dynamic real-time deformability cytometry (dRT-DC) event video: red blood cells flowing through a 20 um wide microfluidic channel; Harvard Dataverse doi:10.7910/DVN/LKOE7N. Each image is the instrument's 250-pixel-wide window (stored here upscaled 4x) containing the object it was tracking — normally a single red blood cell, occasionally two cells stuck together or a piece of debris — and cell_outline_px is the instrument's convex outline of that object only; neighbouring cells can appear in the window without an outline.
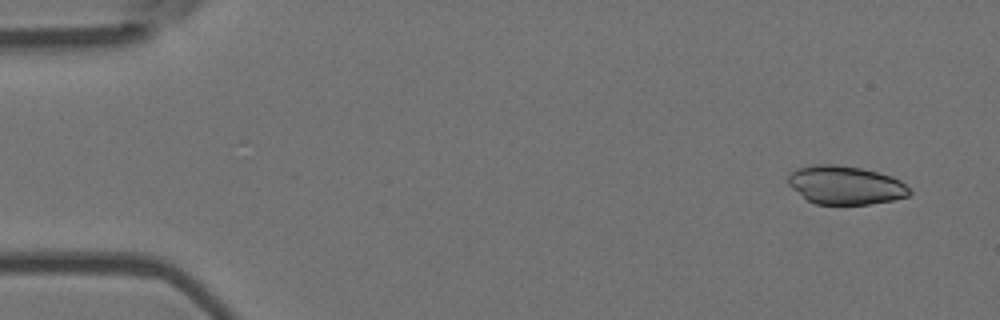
{"species": "Egyptian fruit bat (a non-hibernating species)", "species_latin": "Rousettus aegyptiacus", "temperature_condition": "room temperature", "stored_images_in_passage": 5, "camera_frame_rate_fps": 3000, "um_per_image_px": 0.085, "animal": {"sex": "female"}, "frame": {"image": 1, "passage_image": 1, "time_ms": 0.0, "image_size_px": [1000, 320], "cell_outline_px": [[912, 192], [908, 196], [892, 200], [868, 204], [816, 204], [808, 200], [792, 188], [788, 184], [788, 176], [796, 168], [812, 164], [836, 164], [860, 168], [892, 176], [900, 180], [912, 188]], "centroid_in_image_um": [71.88, 15.73], "position_along_channel_um": 13.1, "area_um2": 27.28}}
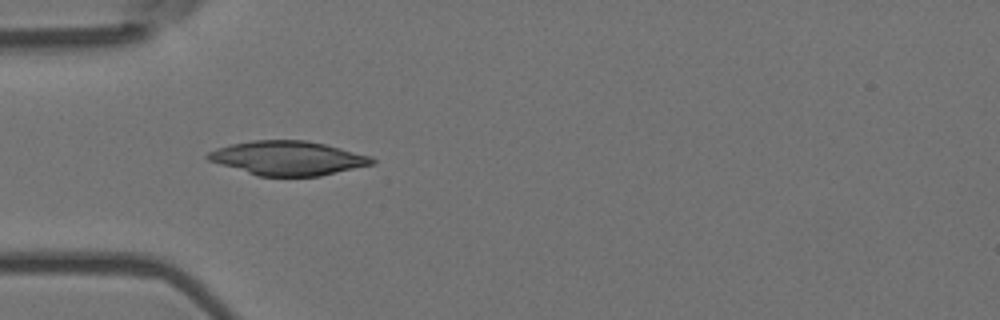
{"frame": {"image": 2, "passage_image": 4, "time_ms": 1.0, "image_size_px": [1000, 320], "cell_outline_px": [[376, 164], [320, 176], [256, 176], [208, 160], [204, 156], [208, 152], [216, 148], [232, 144], [252, 140], [308, 140], [372, 156], [376, 160]], "centroid_in_image_um": [24.48, 13.44], "position_along_channel_um": 60.5, "area_um2": 32.83}}
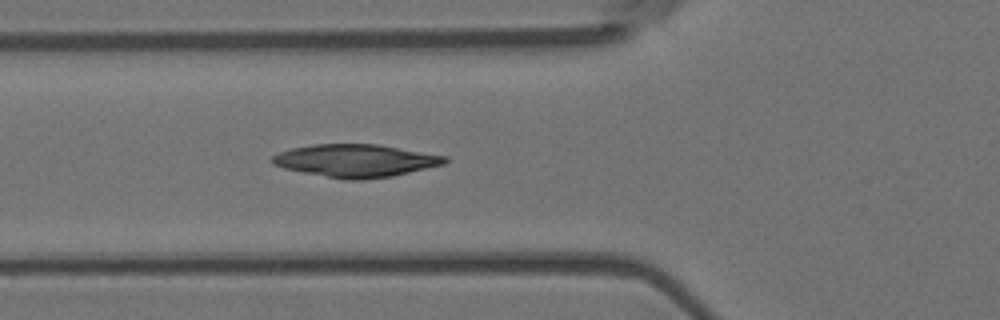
{"frame": {"image": 3, "passage_image": 5, "time_ms": 1.333, "image_size_px": [1000, 320], "cell_outline_px": [[448, 160], [444, 164], [392, 176], [364, 180], [344, 180], [284, 168], [272, 164], [272, 156], [280, 152], [292, 148], [312, 144], [376, 144], [448, 156]], "centroid_in_image_um": [30.24, 13.66], "position_along_channel_um": 95.6, "area_um2": 32.77}}